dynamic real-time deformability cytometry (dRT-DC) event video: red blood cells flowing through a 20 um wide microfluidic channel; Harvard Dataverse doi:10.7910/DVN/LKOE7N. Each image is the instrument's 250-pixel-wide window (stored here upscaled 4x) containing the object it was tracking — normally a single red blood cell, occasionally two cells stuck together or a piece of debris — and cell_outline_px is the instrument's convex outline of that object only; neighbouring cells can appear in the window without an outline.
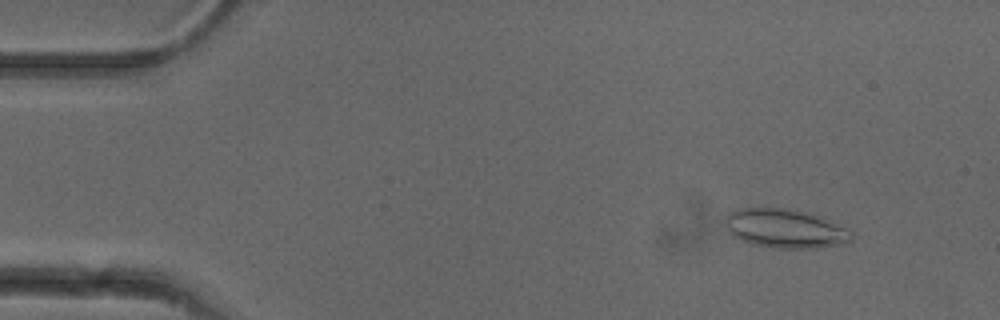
{"species": "common noctule bat (a hibernating species)", "species_latin": "Nyctalus noctula", "temperature_condition": "cold", "stored_images_in_passage": 53, "camera_frame_rate_fps": 3000, "um_per_image_px": 0.085, "animal": {"sex": "female"}, "frame": {"image": 1, "passage_image": 6, "time_ms": 1.667, "image_size_px": [1000, 320], "cell_outline_px": [[852, 240], [844, 244], [816, 248], [776, 248], [752, 244], [740, 240], [732, 236], [724, 224], [724, 216], [728, 212], [740, 208], [788, 208], [804, 212], [816, 216], [844, 228], [852, 232]], "centroid_in_image_um": [66.65, 19.43], "position_along_channel_um": 18.3, "area_um2": 28.55}}
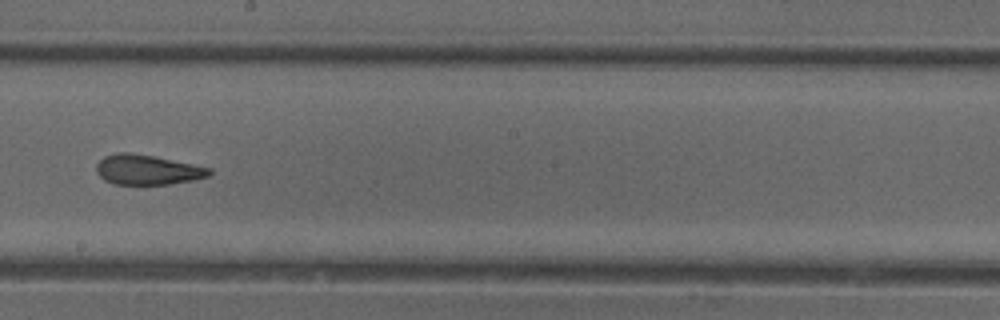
{"frame": {"image": 2, "passage_image": 30, "time_ms": 9.667, "image_size_px": [1000, 320], "cell_outline_px": [[212, 172], [208, 176], [192, 180], [172, 184], [116, 184], [104, 180], [96, 172], [96, 164], [104, 156], [116, 152], [128, 152], [152, 156], [212, 168]], "centroid_in_image_um": [12.5, 14.43], "position_along_channel_um": 235.7, "area_um2": 19.59}}
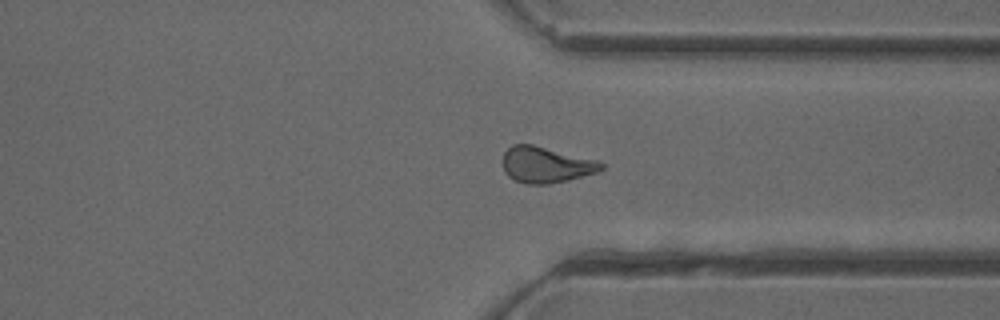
{"frame": {"image": 3, "passage_image": 40, "time_ms": 13.0, "image_size_px": [1000, 320], "cell_outline_px": [[604, 168], [596, 172], [568, 180], [548, 184], [524, 184], [508, 176], [504, 172], [504, 152], [512, 144], [532, 144], [596, 160], [604, 164]], "centroid_in_image_um": [46.39, 14.01], "position_along_channel_um": 365.0, "area_um2": 20.46}, "authors_computed_cell_mechanics": {"area_um2": 20.8658, "velocity_mm_per_s": 3.8932, "shape_relaxation_time_tau1_ms": 10.9085, "shape_relaxation_time_tau2_ms": 2.0623, "deformation_change_tau1": 0.2106, "deformation_change_tau2": 0.0969}}